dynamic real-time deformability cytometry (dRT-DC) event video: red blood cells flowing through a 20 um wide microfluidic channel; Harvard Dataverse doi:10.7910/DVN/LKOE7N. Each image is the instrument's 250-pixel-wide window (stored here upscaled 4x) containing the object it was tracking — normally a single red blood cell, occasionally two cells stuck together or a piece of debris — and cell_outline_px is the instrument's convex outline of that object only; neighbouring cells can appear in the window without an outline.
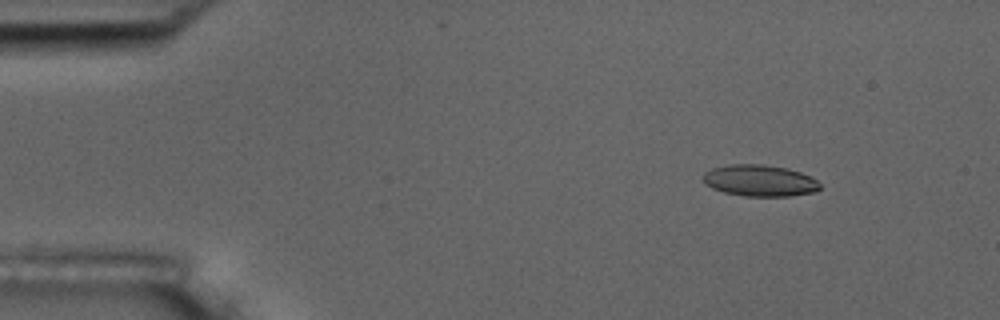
{"species": "common noctule bat (a hibernating species)", "species_latin": "Nyctalus noctula", "temperature_condition": "room temperature", "stored_images_in_passage": 4, "camera_frame_rate_fps": 3000, "um_per_image_px": 0.085, "animal": {"sex": "male", "body_mass_g": 17.5, "forearm_length_mm": 52.3}, "frame": {"image": 1, "passage_image": 2, "time_ms": 1.0, "image_size_px": [1000, 320], "cell_outline_px": [[820, 188], [816, 192], [788, 196], [744, 196], [724, 192], [712, 188], [704, 184], [704, 172], [712, 168], [728, 164], [764, 164], [788, 168], [800, 172], [816, 180], [820, 184]], "centroid_in_image_um": [64.56, 15.35], "position_along_channel_um": 20.4, "area_um2": 21.5}}